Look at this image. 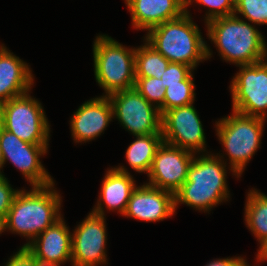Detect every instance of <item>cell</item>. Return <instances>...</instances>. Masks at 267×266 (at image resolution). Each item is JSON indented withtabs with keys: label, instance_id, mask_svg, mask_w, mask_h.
<instances>
[{
	"label": "cell",
	"instance_id": "5bb4252c",
	"mask_svg": "<svg viewBox=\"0 0 267 266\" xmlns=\"http://www.w3.org/2000/svg\"><path fill=\"white\" fill-rule=\"evenodd\" d=\"M174 214V194L145 183L136 186L121 216L146 222H159Z\"/></svg>",
	"mask_w": 267,
	"mask_h": 266
},
{
	"label": "cell",
	"instance_id": "8fae6325",
	"mask_svg": "<svg viewBox=\"0 0 267 266\" xmlns=\"http://www.w3.org/2000/svg\"><path fill=\"white\" fill-rule=\"evenodd\" d=\"M163 142L194 154L209 153L202 121L193 104L165 111L161 119Z\"/></svg>",
	"mask_w": 267,
	"mask_h": 266
},
{
	"label": "cell",
	"instance_id": "ac0fdd59",
	"mask_svg": "<svg viewBox=\"0 0 267 266\" xmlns=\"http://www.w3.org/2000/svg\"><path fill=\"white\" fill-rule=\"evenodd\" d=\"M30 65L0 45V104L30 92L34 85Z\"/></svg>",
	"mask_w": 267,
	"mask_h": 266
},
{
	"label": "cell",
	"instance_id": "30bf717a",
	"mask_svg": "<svg viewBox=\"0 0 267 266\" xmlns=\"http://www.w3.org/2000/svg\"><path fill=\"white\" fill-rule=\"evenodd\" d=\"M49 144H31L18 138L0 125V148L3 164L12 163L32 186H47L55 182L40 161Z\"/></svg>",
	"mask_w": 267,
	"mask_h": 266
},
{
	"label": "cell",
	"instance_id": "83f0119b",
	"mask_svg": "<svg viewBox=\"0 0 267 266\" xmlns=\"http://www.w3.org/2000/svg\"><path fill=\"white\" fill-rule=\"evenodd\" d=\"M5 175H0V216L4 219L21 189H13Z\"/></svg>",
	"mask_w": 267,
	"mask_h": 266
},
{
	"label": "cell",
	"instance_id": "5b68a950",
	"mask_svg": "<svg viewBox=\"0 0 267 266\" xmlns=\"http://www.w3.org/2000/svg\"><path fill=\"white\" fill-rule=\"evenodd\" d=\"M231 113L215 122V131L225 154L229 157V170L236 178H241L248 162L261 146L267 121L233 110Z\"/></svg>",
	"mask_w": 267,
	"mask_h": 266
},
{
	"label": "cell",
	"instance_id": "7a4b0ae2",
	"mask_svg": "<svg viewBox=\"0 0 267 266\" xmlns=\"http://www.w3.org/2000/svg\"><path fill=\"white\" fill-rule=\"evenodd\" d=\"M32 186L30 191L21 189L5 218V231L26 238L27 247L41 232L52 226L61 214L62 196L54 187Z\"/></svg>",
	"mask_w": 267,
	"mask_h": 266
},
{
	"label": "cell",
	"instance_id": "1f68e13d",
	"mask_svg": "<svg viewBox=\"0 0 267 266\" xmlns=\"http://www.w3.org/2000/svg\"><path fill=\"white\" fill-rule=\"evenodd\" d=\"M34 266H57L47 261H42L40 259L35 258L34 256Z\"/></svg>",
	"mask_w": 267,
	"mask_h": 266
},
{
	"label": "cell",
	"instance_id": "52a82bcc",
	"mask_svg": "<svg viewBox=\"0 0 267 266\" xmlns=\"http://www.w3.org/2000/svg\"><path fill=\"white\" fill-rule=\"evenodd\" d=\"M42 103L29 92L0 104V125L31 144H49L50 124Z\"/></svg>",
	"mask_w": 267,
	"mask_h": 266
},
{
	"label": "cell",
	"instance_id": "d4e9b609",
	"mask_svg": "<svg viewBox=\"0 0 267 266\" xmlns=\"http://www.w3.org/2000/svg\"><path fill=\"white\" fill-rule=\"evenodd\" d=\"M234 15L254 25H267V0H235Z\"/></svg>",
	"mask_w": 267,
	"mask_h": 266
},
{
	"label": "cell",
	"instance_id": "2e32d148",
	"mask_svg": "<svg viewBox=\"0 0 267 266\" xmlns=\"http://www.w3.org/2000/svg\"><path fill=\"white\" fill-rule=\"evenodd\" d=\"M107 170L92 212L106 216L105 210L113 212L117 210V213L123 215L131 194L137 186L136 182L125 166L119 165Z\"/></svg>",
	"mask_w": 267,
	"mask_h": 266
},
{
	"label": "cell",
	"instance_id": "7c38bea8",
	"mask_svg": "<svg viewBox=\"0 0 267 266\" xmlns=\"http://www.w3.org/2000/svg\"><path fill=\"white\" fill-rule=\"evenodd\" d=\"M72 230V266H98L108 264L107 229L105 216L92 211Z\"/></svg>",
	"mask_w": 267,
	"mask_h": 266
},
{
	"label": "cell",
	"instance_id": "f1b7e54d",
	"mask_svg": "<svg viewBox=\"0 0 267 266\" xmlns=\"http://www.w3.org/2000/svg\"><path fill=\"white\" fill-rule=\"evenodd\" d=\"M5 266H34V254L27 247H20L10 256Z\"/></svg>",
	"mask_w": 267,
	"mask_h": 266
},
{
	"label": "cell",
	"instance_id": "d6986e66",
	"mask_svg": "<svg viewBox=\"0 0 267 266\" xmlns=\"http://www.w3.org/2000/svg\"><path fill=\"white\" fill-rule=\"evenodd\" d=\"M132 27L146 30L185 13V0H125Z\"/></svg>",
	"mask_w": 267,
	"mask_h": 266
},
{
	"label": "cell",
	"instance_id": "277c9868",
	"mask_svg": "<svg viewBox=\"0 0 267 266\" xmlns=\"http://www.w3.org/2000/svg\"><path fill=\"white\" fill-rule=\"evenodd\" d=\"M206 36L220 57L238 65L254 64L267 59V43L256 25L235 15L218 17L205 23Z\"/></svg>",
	"mask_w": 267,
	"mask_h": 266
},
{
	"label": "cell",
	"instance_id": "44dd1931",
	"mask_svg": "<svg viewBox=\"0 0 267 266\" xmlns=\"http://www.w3.org/2000/svg\"><path fill=\"white\" fill-rule=\"evenodd\" d=\"M244 221L259 244L267 238V195L252 188L247 193Z\"/></svg>",
	"mask_w": 267,
	"mask_h": 266
},
{
	"label": "cell",
	"instance_id": "836d02e7",
	"mask_svg": "<svg viewBox=\"0 0 267 266\" xmlns=\"http://www.w3.org/2000/svg\"><path fill=\"white\" fill-rule=\"evenodd\" d=\"M3 167H4V164H3V155H2V151H1V148H0V175H4L2 172H3ZM2 170V171H1Z\"/></svg>",
	"mask_w": 267,
	"mask_h": 266
},
{
	"label": "cell",
	"instance_id": "f546056e",
	"mask_svg": "<svg viewBox=\"0 0 267 266\" xmlns=\"http://www.w3.org/2000/svg\"><path fill=\"white\" fill-rule=\"evenodd\" d=\"M205 266H250L247 263V260L241 256H234V257H227V258H220V259H213Z\"/></svg>",
	"mask_w": 267,
	"mask_h": 266
},
{
	"label": "cell",
	"instance_id": "7402d4cb",
	"mask_svg": "<svg viewBox=\"0 0 267 266\" xmlns=\"http://www.w3.org/2000/svg\"><path fill=\"white\" fill-rule=\"evenodd\" d=\"M143 45L135 48V77L161 78L167 69L168 61L161 53L157 52L144 39Z\"/></svg>",
	"mask_w": 267,
	"mask_h": 266
},
{
	"label": "cell",
	"instance_id": "3957f363",
	"mask_svg": "<svg viewBox=\"0 0 267 266\" xmlns=\"http://www.w3.org/2000/svg\"><path fill=\"white\" fill-rule=\"evenodd\" d=\"M192 19L191 14L185 12L149 29L144 40L171 63L195 70L200 62L212 57V51Z\"/></svg>",
	"mask_w": 267,
	"mask_h": 266
},
{
	"label": "cell",
	"instance_id": "4dcf8cb0",
	"mask_svg": "<svg viewBox=\"0 0 267 266\" xmlns=\"http://www.w3.org/2000/svg\"><path fill=\"white\" fill-rule=\"evenodd\" d=\"M257 262H265L267 260V238L264 239L259 246L258 252L255 255Z\"/></svg>",
	"mask_w": 267,
	"mask_h": 266
},
{
	"label": "cell",
	"instance_id": "d6a6232c",
	"mask_svg": "<svg viewBox=\"0 0 267 266\" xmlns=\"http://www.w3.org/2000/svg\"><path fill=\"white\" fill-rule=\"evenodd\" d=\"M5 232V219L0 216V234Z\"/></svg>",
	"mask_w": 267,
	"mask_h": 266
},
{
	"label": "cell",
	"instance_id": "603a6c76",
	"mask_svg": "<svg viewBox=\"0 0 267 266\" xmlns=\"http://www.w3.org/2000/svg\"><path fill=\"white\" fill-rule=\"evenodd\" d=\"M193 72L180 84L167 85L164 98V112L175 107L194 104L195 84Z\"/></svg>",
	"mask_w": 267,
	"mask_h": 266
},
{
	"label": "cell",
	"instance_id": "e0dca14e",
	"mask_svg": "<svg viewBox=\"0 0 267 266\" xmlns=\"http://www.w3.org/2000/svg\"><path fill=\"white\" fill-rule=\"evenodd\" d=\"M27 248L35 258L57 266L71 264L72 232L63 217L41 232Z\"/></svg>",
	"mask_w": 267,
	"mask_h": 266
},
{
	"label": "cell",
	"instance_id": "4316f807",
	"mask_svg": "<svg viewBox=\"0 0 267 266\" xmlns=\"http://www.w3.org/2000/svg\"><path fill=\"white\" fill-rule=\"evenodd\" d=\"M193 71L194 69L190 66L170 62L161 76L163 87L166 88L167 85L180 84V81L185 80Z\"/></svg>",
	"mask_w": 267,
	"mask_h": 266
},
{
	"label": "cell",
	"instance_id": "cb8c5ba5",
	"mask_svg": "<svg viewBox=\"0 0 267 266\" xmlns=\"http://www.w3.org/2000/svg\"><path fill=\"white\" fill-rule=\"evenodd\" d=\"M136 90L152 105L164 113V98L166 88L163 87L161 78L154 77H136Z\"/></svg>",
	"mask_w": 267,
	"mask_h": 266
},
{
	"label": "cell",
	"instance_id": "9c48e42d",
	"mask_svg": "<svg viewBox=\"0 0 267 266\" xmlns=\"http://www.w3.org/2000/svg\"><path fill=\"white\" fill-rule=\"evenodd\" d=\"M113 119L133 136L161 133L160 110L150 104L137 90L131 88L108 95Z\"/></svg>",
	"mask_w": 267,
	"mask_h": 266
},
{
	"label": "cell",
	"instance_id": "4fadbf2b",
	"mask_svg": "<svg viewBox=\"0 0 267 266\" xmlns=\"http://www.w3.org/2000/svg\"><path fill=\"white\" fill-rule=\"evenodd\" d=\"M194 156L192 152L162 142L156 150L146 183L174 194L186 181Z\"/></svg>",
	"mask_w": 267,
	"mask_h": 266
},
{
	"label": "cell",
	"instance_id": "9a60e30c",
	"mask_svg": "<svg viewBox=\"0 0 267 266\" xmlns=\"http://www.w3.org/2000/svg\"><path fill=\"white\" fill-rule=\"evenodd\" d=\"M112 119L113 109L108 96L101 95L85 101L69 121L74 142L84 144L100 137Z\"/></svg>",
	"mask_w": 267,
	"mask_h": 266
},
{
	"label": "cell",
	"instance_id": "ffe728a7",
	"mask_svg": "<svg viewBox=\"0 0 267 266\" xmlns=\"http://www.w3.org/2000/svg\"><path fill=\"white\" fill-rule=\"evenodd\" d=\"M135 138L125 152L126 160L135 172L148 174L156 150L163 142L162 134L135 136Z\"/></svg>",
	"mask_w": 267,
	"mask_h": 266
},
{
	"label": "cell",
	"instance_id": "484cf974",
	"mask_svg": "<svg viewBox=\"0 0 267 266\" xmlns=\"http://www.w3.org/2000/svg\"><path fill=\"white\" fill-rule=\"evenodd\" d=\"M196 2L204 7H207L205 13V22L218 17L234 15L235 0H185V12L189 13V5Z\"/></svg>",
	"mask_w": 267,
	"mask_h": 266
},
{
	"label": "cell",
	"instance_id": "8992f818",
	"mask_svg": "<svg viewBox=\"0 0 267 266\" xmlns=\"http://www.w3.org/2000/svg\"><path fill=\"white\" fill-rule=\"evenodd\" d=\"M96 82L103 96L135 87V47L128 48L111 36L99 34L93 42Z\"/></svg>",
	"mask_w": 267,
	"mask_h": 266
},
{
	"label": "cell",
	"instance_id": "6da1fadb",
	"mask_svg": "<svg viewBox=\"0 0 267 266\" xmlns=\"http://www.w3.org/2000/svg\"><path fill=\"white\" fill-rule=\"evenodd\" d=\"M216 154H195L186 181L174 193L175 213L180 204L209 213L213 207L229 200L228 168L223 160L226 155Z\"/></svg>",
	"mask_w": 267,
	"mask_h": 266
},
{
	"label": "cell",
	"instance_id": "ba28073f",
	"mask_svg": "<svg viewBox=\"0 0 267 266\" xmlns=\"http://www.w3.org/2000/svg\"><path fill=\"white\" fill-rule=\"evenodd\" d=\"M239 72L230 82L232 110L267 119V59L254 64L238 65Z\"/></svg>",
	"mask_w": 267,
	"mask_h": 266
}]
</instances>
